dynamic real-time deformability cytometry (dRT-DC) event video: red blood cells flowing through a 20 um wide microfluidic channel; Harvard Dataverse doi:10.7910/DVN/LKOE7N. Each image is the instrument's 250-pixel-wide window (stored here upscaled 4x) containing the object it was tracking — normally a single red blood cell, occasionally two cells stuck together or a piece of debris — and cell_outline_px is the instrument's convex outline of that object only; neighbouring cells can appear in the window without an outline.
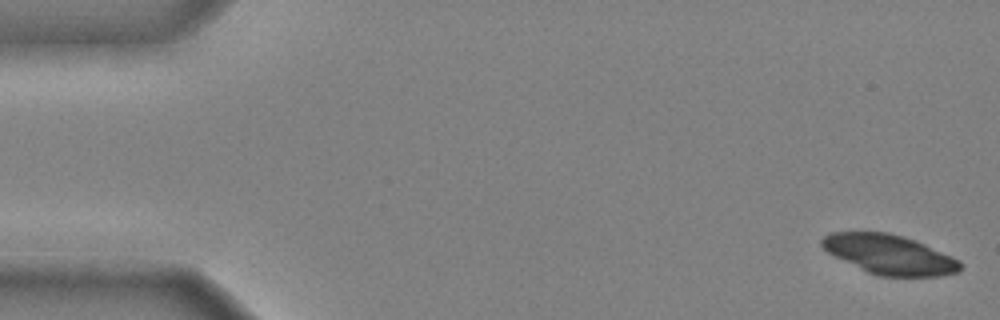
{"species": "common noctule bat (a hibernating species)", "species_latin": "Nyctalus noctula", "temperature_condition": "cold", "stored_images_in_passage": 48, "camera_frame_rate_fps": 3000, "um_per_image_px": 0.085, "animal": {"sex": "male", "body_mass_g": 20.4}, "frame": {"image": 1, "passage_image": 1, "time_ms": 0.0, "image_size_px": [1000, 320], "cell_outline_px": [[964, 264], [960, 272], [940, 276], [880, 276], [868, 272], [832, 256], [820, 244], [820, 240], [824, 236], [832, 232], [888, 232], [904, 236], [916, 240], [952, 256], [960, 260]], "centroid_in_image_um": [75.63, 21.63], "position_along_channel_um": 9.4, "area_um2": 32.14}}
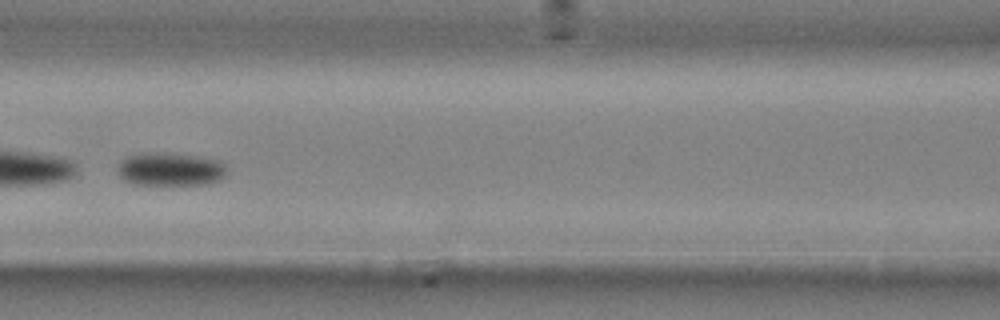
{"frame": {"image": 2, "passage_image": 22, "time_ms": 7.0, "image_size_px": [1000, 320], "cell_outline_px": [[228, 168], [224, 176], [220, 180], [208, 184], [132, 184], [124, 180], [120, 176], [116, 168], [120, 160], [128, 156], [144, 152], [168, 152], [196, 156], [220, 160]], "centroid_in_image_um": [14.47, 14.37], "position_along_channel_um": 152.1, "area_um2": 21.5}}
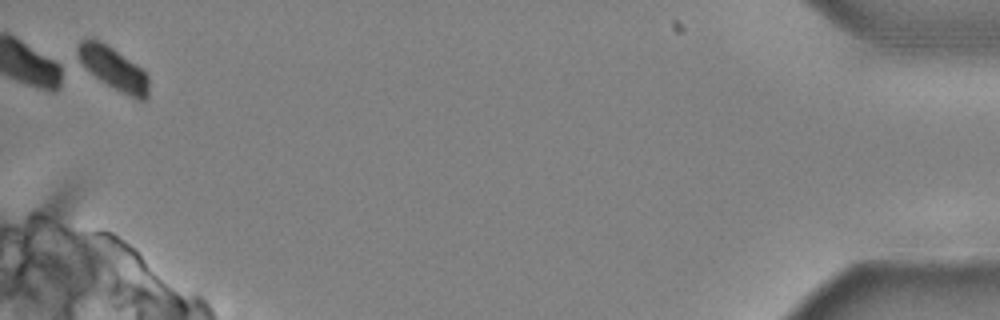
{"frame": {"image": 3, "passage_image": 48, "time_ms": 15.667, "image_size_px": [1000, 320], "cell_outline_px": [[148, 100], [136, 100], [100, 80], [84, 68], [76, 60], [76, 48], [80, 40], [100, 40], [112, 48], [140, 68], [148, 76]], "centroid_in_image_um": [9.59, 5.83], "position_along_channel_um": 425.6, "area_um2": 17.57}, "authors_computed_cell_mechanics": {"area_um2": 23.0044, "velocity_mm_per_s": 3.9312, "shape_relaxation_time_tau1_ms": 3.7703, "shape_relaxation_time_tau2_ms": null, "deformation_change_tau1": 0.1144, "deformation_change_tau2": null}}